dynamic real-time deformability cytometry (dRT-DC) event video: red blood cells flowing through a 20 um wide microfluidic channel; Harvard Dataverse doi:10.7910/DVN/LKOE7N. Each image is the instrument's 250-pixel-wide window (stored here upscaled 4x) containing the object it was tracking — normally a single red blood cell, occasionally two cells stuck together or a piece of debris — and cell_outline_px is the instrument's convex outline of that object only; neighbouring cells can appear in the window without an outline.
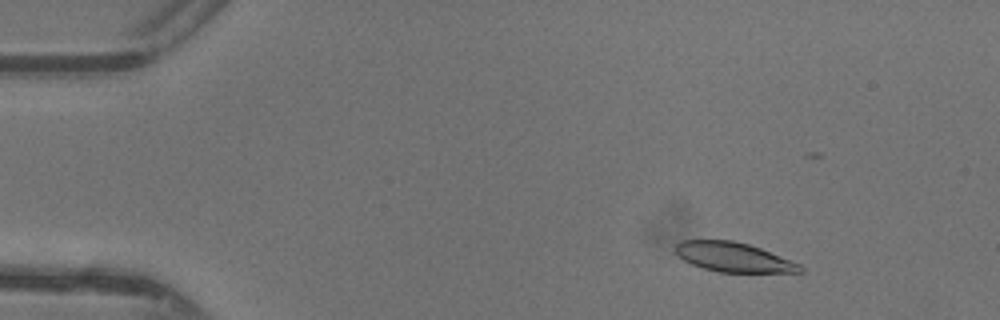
{"species": "common noctule bat (a hibernating species)", "species_latin": "Nyctalus noctula", "temperature_condition": "warm", "stored_images_in_passage": 28, "camera_frame_rate_fps": 3000, "um_per_image_px": 0.085, "animal": {"sex": "female"}, "frame": {"image": 1, "passage_image": 4, "time_ms": 1.0, "image_size_px": [1000, 320], "cell_outline_px": [[804, 272], [720, 272], [704, 268], [692, 264], [684, 260], [676, 252], [676, 244], [680, 240], [732, 240], [748, 244], [760, 248], [800, 264], [804, 268]], "centroid_in_image_um": [62.35, 21.85], "position_along_channel_um": 22.6, "area_um2": 21.15}}
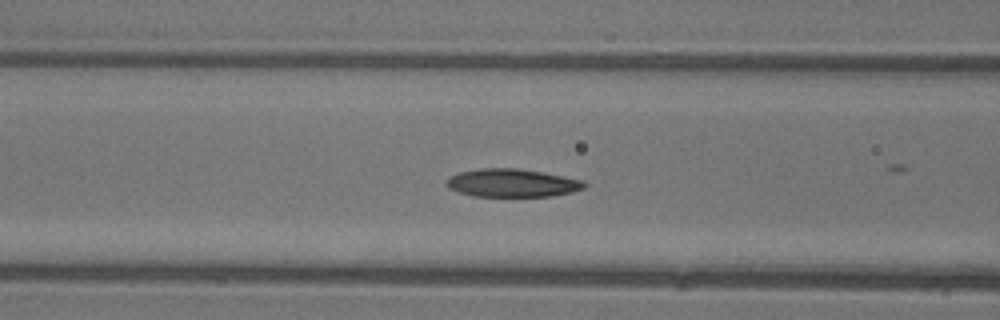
{"frame": {"image": 2, "passage_image": 17, "time_ms": 5.333, "image_size_px": [1000, 320], "cell_outline_px": [[588, 184], [584, 188], [572, 192], [552, 196], [472, 196], [456, 192], [448, 188], [448, 180], [452, 176], [460, 172], [480, 168], [516, 168], [544, 172], [580, 180]], "centroid_in_image_um": [43.53, 15.55], "position_along_channel_um": 123.1, "area_um2": 22.43}}
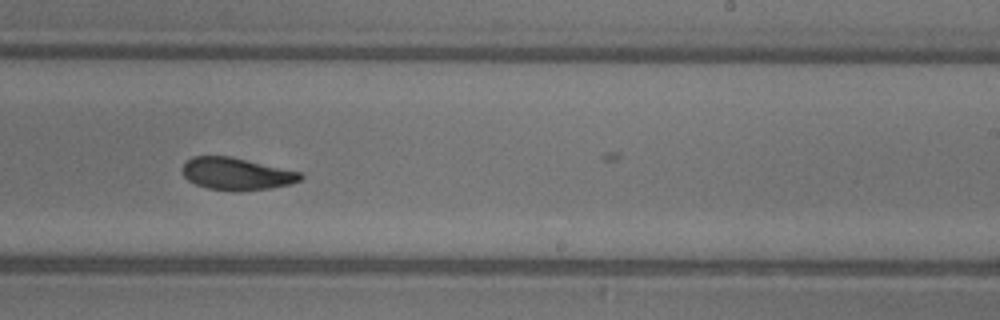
{"frame": {"image": 3, "passage_image": 27, "time_ms": 8.667, "image_size_px": [1000, 320], "cell_outline_px": [[304, 176], [300, 180], [292, 184], [272, 188], [208, 188], [196, 184], [188, 180], [184, 176], [184, 164], [192, 156], [232, 156], [300, 172]], "centroid_in_image_um": [20.13, 14.73], "position_along_channel_um": 268.9, "area_um2": 21.33}}